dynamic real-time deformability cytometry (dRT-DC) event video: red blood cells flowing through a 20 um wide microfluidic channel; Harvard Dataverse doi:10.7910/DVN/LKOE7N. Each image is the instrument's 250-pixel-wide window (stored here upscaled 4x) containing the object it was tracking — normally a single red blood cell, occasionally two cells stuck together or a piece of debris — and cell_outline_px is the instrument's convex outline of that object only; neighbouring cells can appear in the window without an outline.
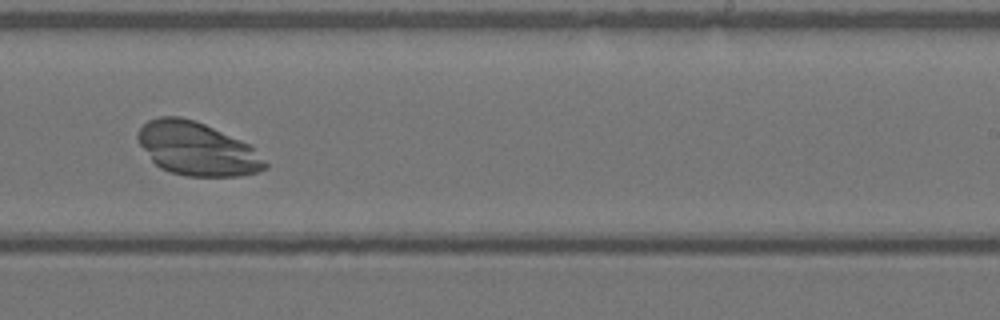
{"species": "Egyptian fruit bat (a non-hibernating species)", "species_latin": "Rousettus aegyptiacus", "temperature_condition": "warm", "stored_images_in_passage": 42, "camera_frame_rate_fps": 3000, "um_per_image_px": 0.085, "animal": {"sex": "female"}, "frame": {"image": 1, "passage_image": 27, "time_ms": 8.667, "image_size_px": [1000, 320], "cell_outline_px": [[268, 168], [256, 172], [240, 176], [188, 176], [172, 172], [160, 168], [152, 160], [140, 144], [136, 136], [140, 128], [148, 120], [160, 116], [180, 116], [196, 120], [252, 144], [268, 164]], "centroid_in_image_um": [16.79, 12.64], "position_along_channel_um": 272.2, "area_um2": 39.71}}
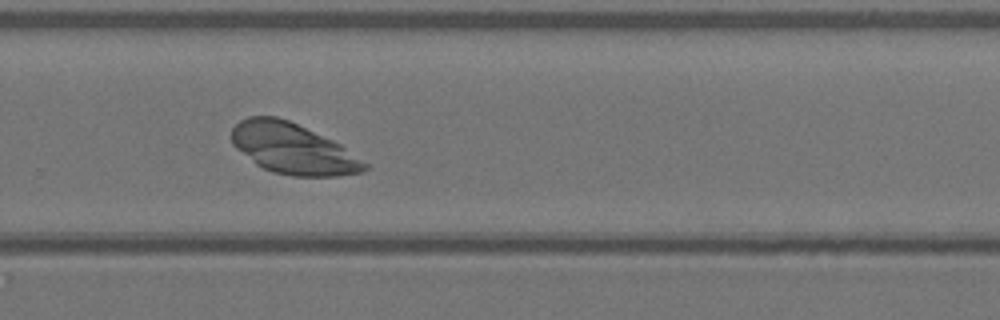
{"frame": {"image": 2, "passage_image": 29, "time_ms": 9.333, "image_size_px": [1000, 320], "cell_outline_px": [[368, 168], [364, 172], [336, 176], [292, 176], [272, 172], [256, 164], [236, 148], [232, 144], [232, 128], [240, 120], [248, 116], [276, 116], [288, 120], [332, 140], [340, 144], [368, 164]], "centroid_in_image_um": [24.88, 12.64], "position_along_channel_um": 304.9, "area_um2": 39.02}}
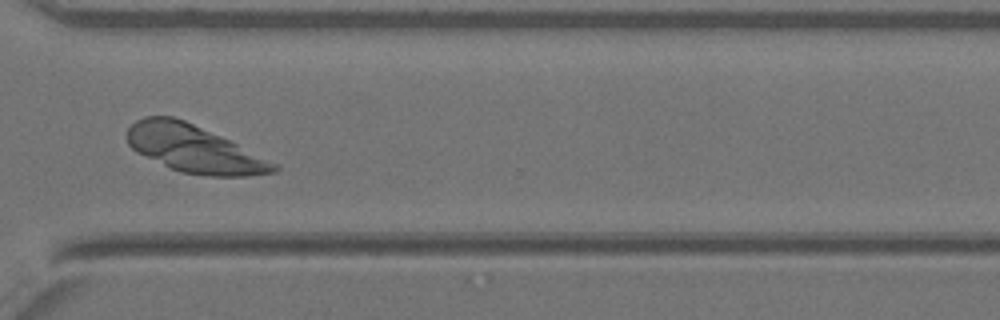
{"frame": {"image": 3, "passage_image": 32, "time_ms": 10.333, "image_size_px": [1000, 320], "cell_outline_px": [[280, 168], [276, 172], [248, 176], [208, 176], [180, 172], [136, 152], [128, 144], [128, 128], [136, 120], [144, 116], [172, 116], [184, 120], [220, 136], [280, 164]], "centroid_in_image_um": [16.52, 12.66], "position_along_channel_um": 354.1, "area_um2": 40.23}}